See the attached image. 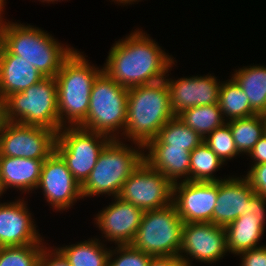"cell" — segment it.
Returning <instances> with one entry per match:
<instances>
[{
  "mask_svg": "<svg viewBox=\"0 0 266 266\" xmlns=\"http://www.w3.org/2000/svg\"><path fill=\"white\" fill-rule=\"evenodd\" d=\"M41 1H42V2H45V1H46V2H48V3H49V2H54V0H41Z\"/></svg>",
  "mask_w": 266,
  "mask_h": 266,
  "instance_id": "ee69618b",
  "label": "cell"
},
{
  "mask_svg": "<svg viewBox=\"0 0 266 266\" xmlns=\"http://www.w3.org/2000/svg\"><path fill=\"white\" fill-rule=\"evenodd\" d=\"M230 128L238 152L249 154L264 135V115L255 114L226 122Z\"/></svg>",
  "mask_w": 266,
  "mask_h": 266,
  "instance_id": "83f0119b",
  "label": "cell"
},
{
  "mask_svg": "<svg viewBox=\"0 0 266 266\" xmlns=\"http://www.w3.org/2000/svg\"><path fill=\"white\" fill-rule=\"evenodd\" d=\"M56 137L52 129L0 118V157L47 159L55 151Z\"/></svg>",
  "mask_w": 266,
  "mask_h": 266,
  "instance_id": "30bf717a",
  "label": "cell"
},
{
  "mask_svg": "<svg viewBox=\"0 0 266 266\" xmlns=\"http://www.w3.org/2000/svg\"><path fill=\"white\" fill-rule=\"evenodd\" d=\"M170 92V106L175 116L194 106L218 103L220 81L213 75L166 79Z\"/></svg>",
  "mask_w": 266,
  "mask_h": 266,
  "instance_id": "2e32d148",
  "label": "cell"
},
{
  "mask_svg": "<svg viewBox=\"0 0 266 266\" xmlns=\"http://www.w3.org/2000/svg\"><path fill=\"white\" fill-rule=\"evenodd\" d=\"M114 254L117 255V258L112 260ZM151 257L131 244L118 245L115 250H110L108 266H148Z\"/></svg>",
  "mask_w": 266,
  "mask_h": 266,
  "instance_id": "1f68e13d",
  "label": "cell"
},
{
  "mask_svg": "<svg viewBox=\"0 0 266 266\" xmlns=\"http://www.w3.org/2000/svg\"><path fill=\"white\" fill-rule=\"evenodd\" d=\"M248 97L257 114L266 113V66H249L236 70L232 76Z\"/></svg>",
  "mask_w": 266,
  "mask_h": 266,
  "instance_id": "603a6c76",
  "label": "cell"
},
{
  "mask_svg": "<svg viewBox=\"0 0 266 266\" xmlns=\"http://www.w3.org/2000/svg\"><path fill=\"white\" fill-rule=\"evenodd\" d=\"M127 146L119 141V138L111 139L107 143L93 170L81 185L82 197L119 195L124 182L144 160L143 146H138V150Z\"/></svg>",
  "mask_w": 266,
  "mask_h": 266,
  "instance_id": "8992f818",
  "label": "cell"
},
{
  "mask_svg": "<svg viewBox=\"0 0 266 266\" xmlns=\"http://www.w3.org/2000/svg\"><path fill=\"white\" fill-rule=\"evenodd\" d=\"M148 266H184L179 256L151 257Z\"/></svg>",
  "mask_w": 266,
  "mask_h": 266,
  "instance_id": "74e56055",
  "label": "cell"
},
{
  "mask_svg": "<svg viewBox=\"0 0 266 266\" xmlns=\"http://www.w3.org/2000/svg\"><path fill=\"white\" fill-rule=\"evenodd\" d=\"M25 202L0 203V247L39 244L40 237Z\"/></svg>",
  "mask_w": 266,
  "mask_h": 266,
  "instance_id": "e0dca14e",
  "label": "cell"
},
{
  "mask_svg": "<svg viewBox=\"0 0 266 266\" xmlns=\"http://www.w3.org/2000/svg\"><path fill=\"white\" fill-rule=\"evenodd\" d=\"M47 250V247L43 248L38 266H70L68 260L58 249Z\"/></svg>",
  "mask_w": 266,
  "mask_h": 266,
  "instance_id": "d590c367",
  "label": "cell"
},
{
  "mask_svg": "<svg viewBox=\"0 0 266 266\" xmlns=\"http://www.w3.org/2000/svg\"><path fill=\"white\" fill-rule=\"evenodd\" d=\"M204 142L215 152L223 163L239 155L232 137L231 128L227 123L212 131L206 136Z\"/></svg>",
  "mask_w": 266,
  "mask_h": 266,
  "instance_id": "4dcf8cb0",
  "label": "cell"
},
{
  "mask_svg": "<svg viewBox=\"0 0 266 266\" xmlns=\"http://www.w3.org/2000/svg\"><path fill=\"white\" fill-rule=\"evenodd\" d=\"M4 191H6V189L3 186L1 174H0V196L3 194Z\"/></svg>",
  "mask_w": 266,
  "mask_h": 266,
  "instance_id": "60d3db41",
  "label": "cell"
},
{
  "mask_svg": "<svg viewBox=\"0 0 266 266\" xmlns=\"http://www.w3.org/2000/svg\"><path fill=\"white\" fill-rule=\"evenodd\" d=\"M266 198L261 194L253 193L248 201V205L245 209V212L242 216H252L259 217V220H265V212H266Z\"/></svg>",
  "mask_w": 266,
  "mask_h": 266,
  "instance_id": "e575fe53",
  "label": "cell"
},
{
  "mask_svg": "<svg viewBox=\"0 0 266 266\" xmlns=\"http://www.w3.org/2000/svg\"><path fill=\"white\" fill-rule=\"evenodd\" d=\"M102 71L101 68L91 66L77 50L63 62L55 77L61 128L68 123L69 127H79L85 121L92 85Z\"/></svg>",
  "mask_w": 266,
  "mask_h": 266,
  "instance_id": "3957f363",
  "label": "cell"
},
{
  "mask_svg": "<svg viewBox=\"0 0 266 266\" xmlns=\"http://www.w3.org/2000/svg\"><path fill=\"white\" fill-rule=\"evenodd\" d=\"M93 239L57 249L70 266H108L110 249L104 248L99 239Z\"/></svg>",
  "mask_w": 266,
  "mask_h": 266,
  "instance_id": "d4e9b609",
  "label": "cell"
},
{
  "mask_svg": "<svg viewBox=\"0 0 266 266\" xmlns=\"http://www.w3.org/2000/svg\"><path fill=\"white\" fill-rule=\"evenodd\" d=\"M44 78L32 64L0 45V104L12 93L23 92Z\"/></svg>",
  "mask_w": 266,
  "mask_h": 266,
  "instance_id": "d6986e66",
  "label": "cell"
},
{
  "mask_svg": "<svg viewBox=\"0 0 266 266\" xmlns=\"http://www.w3.org/2000/svg\"><path fill=\"white\" fill-rule=\"evenodd\" d=\"M221 165H224L221 159L203 141L190 153V181H220L213 173L218 171Z\"/></svg>",
  "mask_w": 266,
  "mask_h": 266,
  "instance_id": "f1b7e54d",
  "label": "cell"
},
{
  "mask_svg": "<svg viewBox=\"0 0 266 266\" xmlns=\"http://www.w3.org/2000/svg\"><path fill=\"white\" fill-rule=\"evenodd\" d=\"M2 11H3V8H0V45H1V40H2L3 27L5 25V22L3 21L2 16H1Z\"/></svg>",
  "mask_w": 266,
  "mask_h": 266,
  "instance_id": "f35d334b",
  "label": "cell"
},
{
  "mask_svg": "<svg viewBox=\"0 0 266 266\" xmlns=\"http://www.w3.org/2000/svg\"><path fill=\"white\" fill-rule=\"evenodd\" d=\"M242 262L240 266H266V246L240 252Z\"/></svg>",
  "mask_w": 266,
  "mask_h": 266,
  "instance_id": "836d02e7",
  "label": "cell"
},
{
  "mask_svg": "<svg viewBox=\"0 0 266 266\" xmlns=\"http://www.w3.org/2000/svg\"><path fill=\"white\" fill-rule=\"evenodd\" d=\"M183 226L173 203L147 210L131 245L152 257L179 256Z\"/></svg>",
  "mask_w": 266,
  "mask_h": 266,
  "instance_id": "ba28073f",
  "label": "cell"
},
{
  "mask_svg": "<svg viewBox=\"0 0 266 266\" xmlns=\"http://www.w3.org/2000/svg\"><path fill=\"white\" fill-rule=\"evenodd\" d=\"M177 117L203 139L226 123L218 103L188 108L178 114Z\"/></svg>",
  "mask_w": 266,
  "mask_h": 266,
  "instance_id": "484cf974",
  "label": "cell"
},
{
  "mask_svg": "<svg viewBox=\"0 0 266 266\" xmlns=\"http://www.w3.org/2000/svg\"><path fill=\"white\" fill-rule=\"evenodd\" d=\"M107 58L103 71L127 89L164 80L175 64L173 58L139 29L116 42Z\"/></svg>",
  "mask_w": 266,
  "mask_h": 266,
  "instance_id": "6da1fadb",
  "label": "cell"
},
{
  "mask_svg": "<svg viewBox=\"0 0 266 266\" xmlns=\"http://www.w3.org/2000/svg\"><path fill=\"white\" fill-rule=\"evenodd\" d=\"M5 0H0V8H3L4 7V5H5V2H4Z\"/></svg>",
  "mask_w": 266,
  "mask_h": 266,
  "instance_id": "7bdbcfd3",
  "label": "cell"
},
{
  "mask_svg": "<svg viewBox=\"0 0 266 266\" xmlns=\"http://www.w3.org/2000/svg\"><path fill=\"white\" fill-rule=\"evenodd\" d=\"M39 244L0 247V266H38L44 248Z\"/></svg>",
  "mask_w": 266,
  "mask_h": 266,
  "instance_id": "f546056e",
  "label": "cell"
},
{
  "mask_svg": "<svg viewBox=\"0 0 266 266\" xmlns=\"http://www.w3.org/2000/svg\"><path fill=\"white\" fill-rule=\"evenodd\" d=\"M264 135H266V116L264 115Z\"/></svg>",
  "mask_w": 266,
  "mask_h": 266,
  "instance_id": "b9f144b4",
  "label": "cell"
},
{
  "mask_svg": "<svg viewBox=\"0 0 266 266\" xmlns=\"http://www.w3.org/2000/svg\"><path fill=\"white\" fill-rule=\"evenodd\" d=\"M226 231L212 222L184 223L179 257L191 266L188 255L204 263H215L227 253ZM186 253V255H183ZM188 257V258H186Z\"/></svg>",
  "mask_w": 266,
  "mask_h": 266,
  "instance_id": "7c38bea8",
  "label": "cell"
},
{
  "mask_svg": "<svg viewBox=\"0 0 266 266\" xmlns=\"http://www.w3.org/2000/svg\"><path fill=\"white\" fill-rule=\"evenodd\" d=\"M45 159L0 157V174L4 188H17L22 192L37 189Z\"/></svg>",
  "mask_w": 266,
  "mask_h": 266,
  "instance_id": "44dd1931",
  "label": "cell"
},
{
  "mask_svg": "<svg viewBox=\"0 0 266 266\" xmlns=\"http://www.w3.org/2000/svg\"><path fill=\"white\" fill-rule=\"evenodd\" d=\"M144 149L149 153L144 154V160L172 184L182 177L181 181H190V151L169 145H146Z\"/></svg>",
  "mask_w": 266,
  "mask_h": 266,
  "instance_id": "ffe728a7",
  "label": "cell"
},
{
  "mask_svg": "<svg viewBox=\"0 0 266 266\" xmlns=\"http://www.w3.org/2000/svg\"><path fill=\"white\" fill-rule=\"evenodd\" d=\"M218 104L223 118L228 117L227 122L257 114L251 108L247 95L233 77L221 83Z\"/></svg>",
  "mask_w": 266,
  "mask_h": 266,
  "instance_id": "cb8c5ba5",
  "label": "cell"
},
{
  "mask_svg": "<svg viewBox=\"0 0 266 266\" xmlns=\"http://www.w3.org/2000/svg\"><path fill=\"white\" fill-rule=\"evenodd\" d=\"M1 45L13 55L20 56L44 77H56L63 62L75 49L64 47L49 33L38 27L6 22Z\"/></svg>",
  "mask_w": 266,
  "mask_h": 266,
  "instance_id": "277c9868",
  "label": "cell"
},
{
  "mask_svg": "<svg viewBox=\"0 0 266 266\" xmlns=\"http://www.w3.org/2000/svg\"><path fill=\"white\" fill-rule=\"evenodd\" d=\"M64 129V130H63ZM111 140L107 135L81 127L62 128L56 137L55 151L80 186L93 170L101 151Z\"/></svg>",
  "mask_w": 266,
  "mask_h": 266,
  "instance_id": "9c48e42d",
  "label": "cell"
},
{
  "mask_svg": "<svg viewBox=\"0 0 266 266\" xmlns=\"http://www.w3.org/2000/svg\"><path fill=\"white\" fill-rule=\"evenodd\" d=\"M174 117L165 79L128 89L127 117L123 134L135 145L145 147Z\"/></svg>",
  "mask_w": 266,
  "mask_h": 266,
  "instance_id": "7a4b0ae2",
  "label": "cell"
},
{
  "mask_svg": "<svg viewBox=\"0 0 266 266\" xmlns=\"http://www.w3.org/2000/svg\"><path fill=\"white\" fill-rule=\"evenodd\" d=\"M255 193L266 198V163L251 165L245 176Z\"/></svg>",
  "mask_w": 266,
  "mask_h": 266,
  "instance_id": "d6a6232c",
  "label": "cell"
},
{
  "mask_svg": "<svg viewBox=\"0 0 266 266\" xmlns=\"http://www.w3.org/2000/svg\"><path fill=\"white\" fill-rule=\"evenodd\" d=\"M127 102L128 89L102 71L92 85L88 114L79 127L117 139V131L123 135L125 130Z\"/></svg>",
  "mask_w": 266,
  "mask_h": 266,
  "instance_id": "52a82bcc",
  "label": "cell"
},
{
  "mask_svg": "<svg viewBox=\"0 0 266 266\" xmlns=\"http://www.w3.org/2000/svg\"><path fill=\"white\" fill-rule=\"evenodd\" d=\"M118 197L144 211L160 209L172 203L173 184L143 160L124 182Z\"/></svg>",
  "mask_w": 266,
  "mask_h": 266,
  "instance_id": "8fae6325",
  "label": "cell"
},
{
  "mask_svg": "<svg viewBox=\"0 0 266 266\" xmlns=\"http://www.w3.org/2000/svg\"><path fill=\"white\" fill-rule=\"evenodd\" d=\"M114 200L94 218L96 225L108 241H115L116 245L131 244L145 211L118 196Z\"/></svg>",
  "mask_w": 266,
  "mask_h": 266,
  "instance_id": "9a60e30c",
  "label": "cell"
},
{
  "mask_svg": "<svg viewBox=\"0 0 266 266\" xmlns=\"http://www.w3.org/2000/svg\"><path fill=\"white\" fill-rule=\"evenodd\" d=\"M203 141L204 139L196 131L185 125L175 116L160 129L157 137L147 145L183 147V149L191 152Z\"/></svg>",
  "mask_w": 266,
  "mask_h": 266,
  "instance_id": "4316f807",
  "label": "cell"
},
{
  "mask_svg": "<svg viewBox=\"0 0 266 266\" xmlns=\"http://www.w3.org/2000/svg\"><path fill=\"white\" fill-rule=\"evenodd\" d=\"M178 181L173 184L172 203L184 223H213L218 182Z\"/></svg>",
  "mask_w": 266,
  "mask_h": 266,
  "instance_id": "4fadbf2b",
  "label": "cell"
},
{
  "mask_svg": "<svg viewBox=\"0 0 266 266\" xmlns=\"http://www.w3.org/2000/svg\"><path fill=\"white\" fill-rule=\"evenodd\" d=\"M254 165L266 163V135H263L248 154Z\"/></svg>",
  "mask_w": 266,
  "mask_h": 266,
  "instance_id": "8d00e7d4",
  "label": "cell"
},
{
  "mask_svg": "<svg viewBox=\"0 0 266 266\" xmlns=\"http://www.w3.org/2000/svg\"><path fill=\"white\" fill-rule=\"evenodd\" d=\"M265 220L259 217L239 216L225 227L228 252H240L260 247L257 244L264 234Z\"/></svg>",
  "mask_w": 266,
  "mask_h": 266,
  "instance_id": "7402d4cb",
  "label": "cell"
},
{
  "mask_svg": "<svg viewBox=\"0 0 266 266\" xmlns=\"http://www.w3.org/2000/svg\"><path fill=\"white\" fill-rule=\"evenodd\" d=\"M41 188L48 203L56 210H67L77 199L83 198L80 184L54 151L43 161L37 189Z\"/></svg>",
  "mask_w": 266,
  "mask_h": 266,
  "instance_id": "5bb4252c",
  "label": "cell"
},
{
  "mask_svg": "<svg viewBox=\"0 0 266 266\" xmlns=\"http://www.w3.org/2000/svg\"><path fill=\"white\" fill-rule=\"evenodd\" d=\"M57 84L55 77H45L23 92L12 93L1 104L4 121L49 128L58 133Z\"/></svg>",
  "mask_w": 266,
  "mask_h": 266,
  "instance_id": "5b68a950",
  "label": "cell"
},
{
  "mask_svg": "<svg viewBox=\"0 0 266 266\" xmlns=\"http://www.w3.org/2000/svg\"><path fill=\"white\" fill-rule=\"evenodd\" d=\"M254 193L250 182L243 176L218 181L217 204L213 210V224L226 227L242 216Z\"/></svg>",
  "mask_w": 266,
  "mask_h": 266,
  "instance_id": "ac0fdd59",
  "label": "cell"
},
{
  "mask_svg": "<svg viewBox=\"0 0 266 266\" xmlns=\"http://www.w3.org/2000/svg\"><path fill=\"white\" fill-rule=\"evenodd\" d=\"M117 3L120 2V3H124V4H131L133 2H137L138 0H115Z\"/></svg>",
  "mask_w": 266,
  "mask_h": 266,
  "instance_id": "ab89813d",
  "label": "cell"
}]
</instances>
